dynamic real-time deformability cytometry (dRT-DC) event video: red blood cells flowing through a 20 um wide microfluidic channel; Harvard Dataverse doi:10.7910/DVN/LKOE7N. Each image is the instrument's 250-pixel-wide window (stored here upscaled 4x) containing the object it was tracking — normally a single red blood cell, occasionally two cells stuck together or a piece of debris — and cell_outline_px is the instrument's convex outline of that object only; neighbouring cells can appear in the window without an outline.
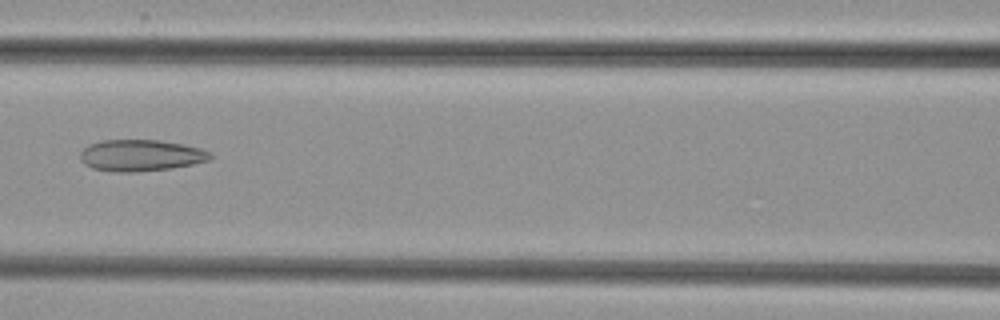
{"species": "common noctule bat (a hibernating species)", "species_latin": "Nyctalus noctula", "temperature_condition": "cold", "stored_images_in_passage": 3, "camera_frame_rate_fps": 3000, "um_per_image_px": 0.085, "animal": {"sex": "female", "body_mass_g": 29.2, "forearm_length_mm": 56.3}, "frame": {"image": 1, "passage_image": 3, "time_ms": 2.333, "image_size_px": [1000, 320], "cell_outline_px": [[212, 156], [208, 160], [192, 164], [168, 168], [136, 172], [112, 172], [92, 168], [84, 164], [80, 160], [80, 152], [88, 144], [100, 140], [160, 140], [200, 148], [208, 152]], "centroid_in_image_um": [11.88, 13.21], "position_along_channel_um": 154.7, "area_um2": 23.76}}